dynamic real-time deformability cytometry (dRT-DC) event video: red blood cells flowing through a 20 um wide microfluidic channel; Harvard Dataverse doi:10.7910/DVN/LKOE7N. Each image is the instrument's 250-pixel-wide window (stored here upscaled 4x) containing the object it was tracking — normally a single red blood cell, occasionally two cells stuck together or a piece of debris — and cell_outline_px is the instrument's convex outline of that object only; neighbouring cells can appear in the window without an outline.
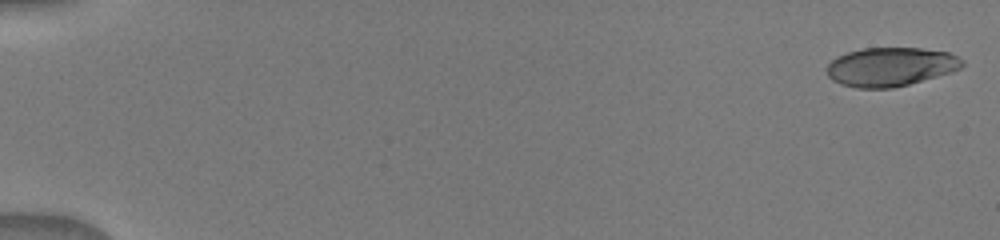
{"species": "human", "species_latin": "Homo sapiens", "temperature_condition": "warm", "stored_images_in_passage": 47, "camera_frame_rate_fps": 3000, "um_per_image_px": 0.085, "donor": {"sex": "male"}, "frame": {"image": 1, "passage_image": 1, "time_ms": 0.0, "image_size_px": [1000, 240], "cell_outline_px": [[964, 64], [960, 68], [936, 76], [908, 84], [892, 88], [856, 88], [840, 84], [832, 80], [828, 76], [828, 64], [832, 60], [848, 52], [864, 48], [920, 48], [948, 52], [964, 60]], "centroid_in_image_um": [75.69, 5.68], "position_along_channel_um": 9.3, "area_um2": 30.29}}
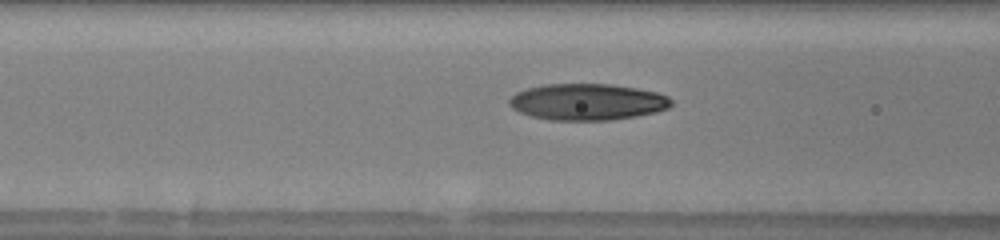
{"frame": {"image": 2, "passage_image": 18, "time_ms": 7.0, "image_size_px": [1000, 240], "cell_outline_px": [[672, 104], [668, 108], [656, 112], [636, 116], [612, 120], [548, 120], [532, 116], [520, 112], [512, 108], [508, 104], [508, 100], [516, 92], [528, 88], [544, 84], [612, 84], [636, 88], [656, 92], [668, 96], [672, 100]], "centroid_in_image_um": [49.92, 8.66], "position_along_channel_um": 116.7, "area_um2": 34.51}}
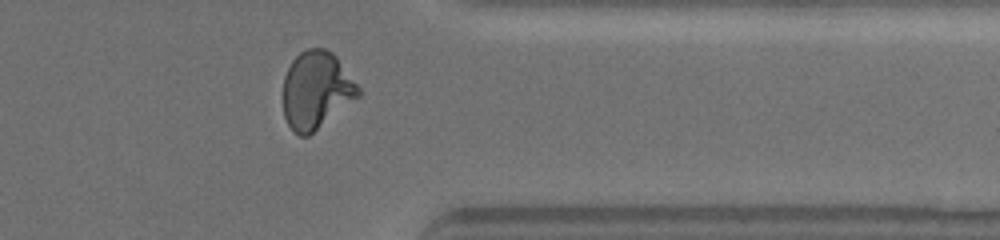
{"frame": {"image": 3, "passage_image": 40, "time_ms": 13.667, "image_size_px": [1000, 240], "cell_outline_px": [[360, 96], [308, 136], [300, 136], [292, 132], [284, 116], [284, 76], [292, 60], [300, 52], [308, 48], [324, 48], [332, 52], [336, 56], [360, 88]], "centroid_in_image_um": [26.88, 7.67], "position_along_channel_um": 384.5, "area_um2": 33.81}}